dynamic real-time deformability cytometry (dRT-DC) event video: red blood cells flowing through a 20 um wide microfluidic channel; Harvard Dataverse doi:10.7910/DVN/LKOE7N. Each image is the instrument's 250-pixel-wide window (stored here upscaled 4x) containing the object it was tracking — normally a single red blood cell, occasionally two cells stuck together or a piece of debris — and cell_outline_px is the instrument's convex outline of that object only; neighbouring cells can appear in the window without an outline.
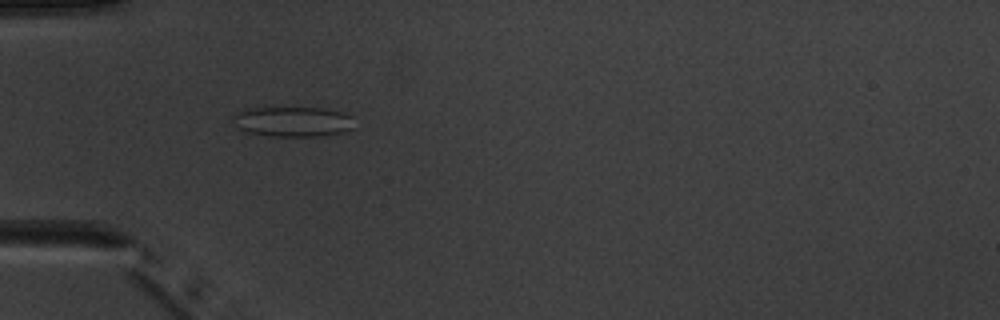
{"species": "common noctule bat (a hibernating species)", "species_latin": "Nyctalus noctula", "temperature_condition": "warm", "stored_images_in_passage": 6, "camera_frame_rate_fps": 3000, "um_per_image_px": 0.085, "animal": {"sex": "male", "body_mass_g": 20.1, "forearm_length_mm": 53.5}, "frame": {"image": 1, "passage_image": 5, "time_ms": 4.667, "image_size_px": [1000, 320], "cell_outline_px": [[352, 128], [344, 132], [324, 136], [272, 136], [244, 132], [240, 128], [232, 116], [240, 112], [252, 108], [324, 108], [344, 112], [352, 116]], "centroid_in_image_um": [24.95, 10.34], "position_along_channel_um": 60.0, "area_um2": 21.1}}
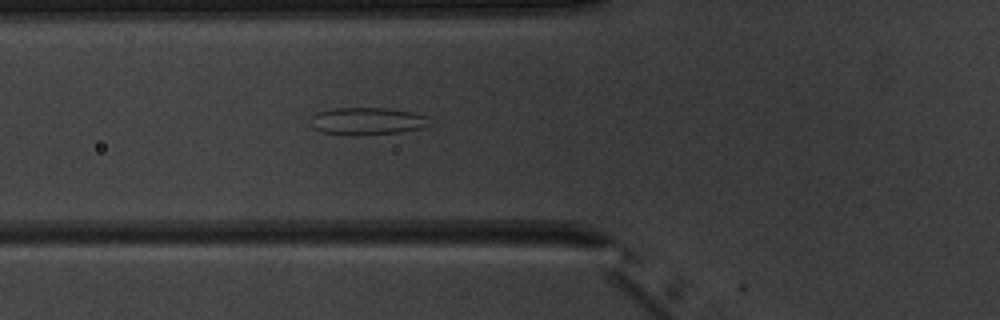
{"frame": {"image": 2, "passage_image": 6, "time_ms": 5.667, "image_size_px": [1000, 320], "cell_outline_px": [[428, 124], [420, 128], [400, 132], [320, 132], [312, 128], [312, 116], [316, 112], [332, 108], [388, 108], [412, 112], [428, 116]], "centroid_in_image_um": [31.21, 10.23], "position_along_channel_um": 94.6, "area_um2": 17.92}}